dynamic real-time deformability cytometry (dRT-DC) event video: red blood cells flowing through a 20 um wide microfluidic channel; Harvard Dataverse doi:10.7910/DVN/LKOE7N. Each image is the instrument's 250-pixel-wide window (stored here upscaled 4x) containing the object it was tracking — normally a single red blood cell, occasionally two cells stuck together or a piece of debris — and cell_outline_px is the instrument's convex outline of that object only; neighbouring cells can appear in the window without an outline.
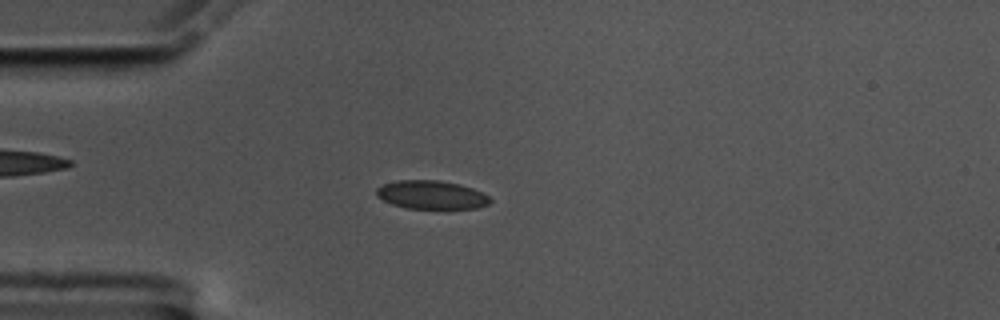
{"species": "common noctule bat (a hibernating species)", "species_latin": "Nyctalus noctula", "temperature_condition": "cold", "stored_images_in_passage": 57, "camera_frame_rate_fps": 3000, "um_per_image_px": 0.085, "animal": {"sex": "male", "body_mass_g": 17.5, "forearm_length_mm": 52.3}, "frame": {"image": 1, "passage_image": 15, "time_ms": 4.667, "image_size_px": [1000, 320], "cell_outline_px": [[492, 200], [488, 204], [476, 208], [404, 208], [392, 204], [376, 196], [376, 188], [384, 184], [396, 180], [440, 180], [460, 184], [472, 188], [488, 196]], "centroid_in_image_um": [36.64, 16.55], "position_along_channel_um": 48.4, "area_um2": 18.79}}
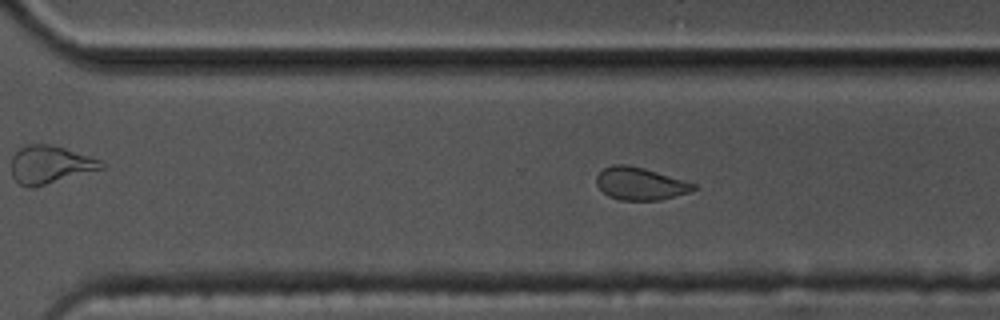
{"frame": {"image": 2, "passage_image": 39, "time_ms": 12.667, "image_size_px": [1000, 320], "cell_outline_px": [[700, 188], [688, 192], [660, 200], [620, 200], [608, 196], [596, 184], [596, 176], [604, 168], [612, 164], [628, 164], [644, 168], [696, 184]], "centroid_in_image_um": [54.41, 15.61], "position_along_channel_um": 316.2, "area_um2": 18.38}}
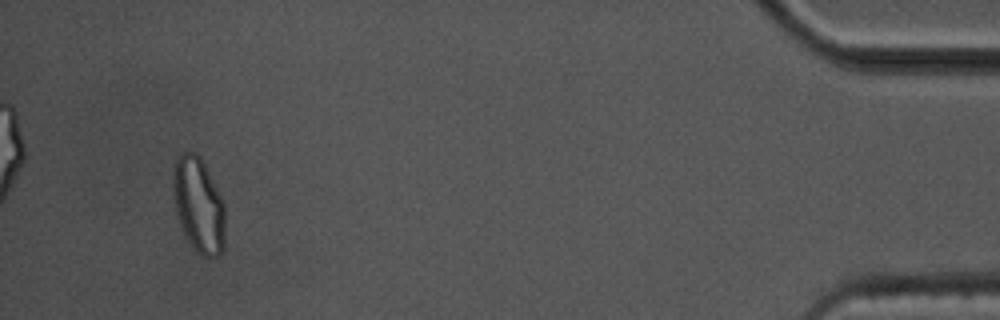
{"frame": {"image": 3, "passage_image": 54, "time_ms": 17.667, "image_size_px": [1000, 320], "cell_outline_px": [[224, 248], [220, 256], [200, 256], [196, 252], [184, 236], [176, 212], [172, 188], [172, 172], [176, 156], [180, 152], [196, 152], [200, 156], [224, 200]], "centroid_in_image_um": [16.86, 17.41], "position_along_channel_um": 418.3, "area_um2": 29.42}, "authors_computed_cell_mechanics": {"area_um2": 19.363, "velocity_mm_per_s": 3.5109, "shape_relaxation_time_tau1_ms": 7.2725, "shape_relaxation_time_tau2_ms": 1.5537, "deformation_change_tau1": 0.117, "deformation_change_tau2": 0.0426}}